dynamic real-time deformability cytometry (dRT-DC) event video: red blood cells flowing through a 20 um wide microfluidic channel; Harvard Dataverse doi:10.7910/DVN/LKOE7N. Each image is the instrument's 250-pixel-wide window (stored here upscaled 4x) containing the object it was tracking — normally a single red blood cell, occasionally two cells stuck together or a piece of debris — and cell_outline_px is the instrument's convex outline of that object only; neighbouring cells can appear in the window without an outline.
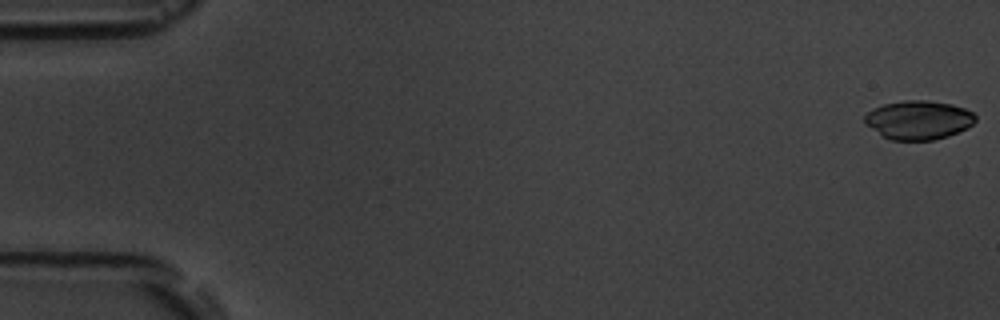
{"species": "common noctule bat (a hibernating species)", "species_latin": "Nyctalus noctula", "temperature_condition": "room temperature", "stored_images_in_passage": 5, "camera_frame_rate_fps": 3000, "um_per_image_px": 0.085, "animal": {"sex": "male", "body_mass_g": 19.5, "forearm_length_mm": 54.6}, "frame": {"image": 1, "passage_image": 1, "time_ms": 0.0, "image_size_px": [1000, 320], "cell_outline_px": [[976, 120], [968, 128], [948, 136], [932, 140], [892, 140], [884, 136], [864, 124], [864, 116], [872, 108], [884, 104], [904, 100], [928, 100], [952, 104], [964, 108], [972, 112], [976, 116]], "centroid_in_image_um": [78.07, 10.19], "position_along_channel_um": 6.9, "area_um2": 25.14}}
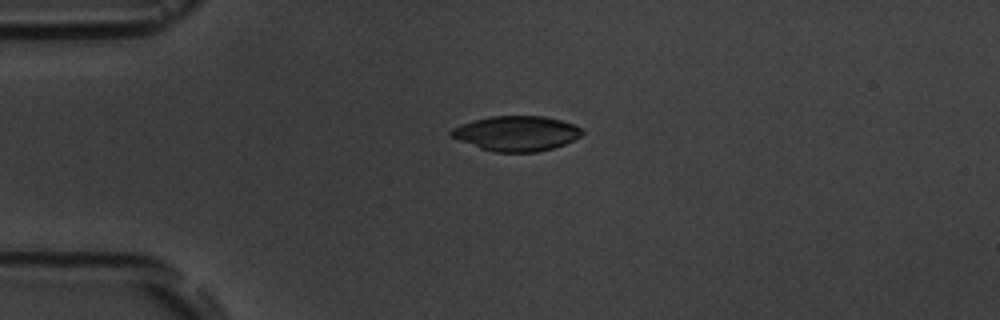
{"frame": {"image": 2, "passage_image": 4, "time_ms": 4.333, "image_size_px": [1000, 320], "cell_outline_px": [[584, 132], [580, 136], [564, 144], [552, 148], [536, 152], [496, 152], [480, 148], [460, 140], [452, 136], [448, 132], [452, 128], [460, 124], [472, 120], [492, 116], [544, 116], [560, 120], [572, 124], [580, 128]], "centroid_in_image_um": [43.87, 11.33], "position_along_channel_um": 41.1, "area_um2": 26.47}}